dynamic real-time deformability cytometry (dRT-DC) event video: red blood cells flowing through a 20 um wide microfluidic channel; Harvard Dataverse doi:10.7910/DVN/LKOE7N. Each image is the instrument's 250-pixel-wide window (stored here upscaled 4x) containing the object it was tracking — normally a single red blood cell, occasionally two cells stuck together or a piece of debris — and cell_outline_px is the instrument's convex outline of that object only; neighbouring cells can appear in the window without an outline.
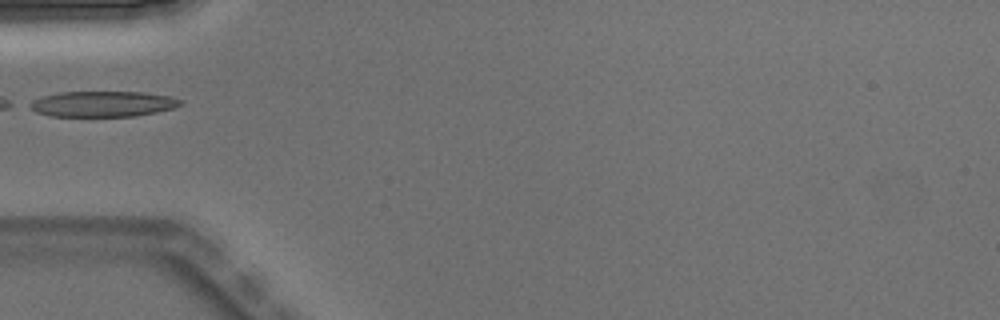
{"species": "Egyptian fruit bat (a non-hibernating species)", "species_latin": "Rousettus aegyptiacus", "temperature_condition": "warm", "stored_images_in_passage": 5, "camera_frame_rate_fps": 3000, "um_per_image_px": 0.085, "animal": {"sex": "male"}, "frame": {"image": 1, "passage_image": 5, "time_ms": 1.333, "image_size_px": [1000, 320], "cell_outline_px": [[184, 100], [180, 104], [172, 108], [156, 112], [136, 116], [52, 116], [36, 112], [24, 104], [32, 100], [44, 96], [60, 92], [144, 92], [168, 96]], "centroid_in_image_um": [8.69, 8.83], "position_along_channel_um": 76.3, "area_um2": 22.48}}